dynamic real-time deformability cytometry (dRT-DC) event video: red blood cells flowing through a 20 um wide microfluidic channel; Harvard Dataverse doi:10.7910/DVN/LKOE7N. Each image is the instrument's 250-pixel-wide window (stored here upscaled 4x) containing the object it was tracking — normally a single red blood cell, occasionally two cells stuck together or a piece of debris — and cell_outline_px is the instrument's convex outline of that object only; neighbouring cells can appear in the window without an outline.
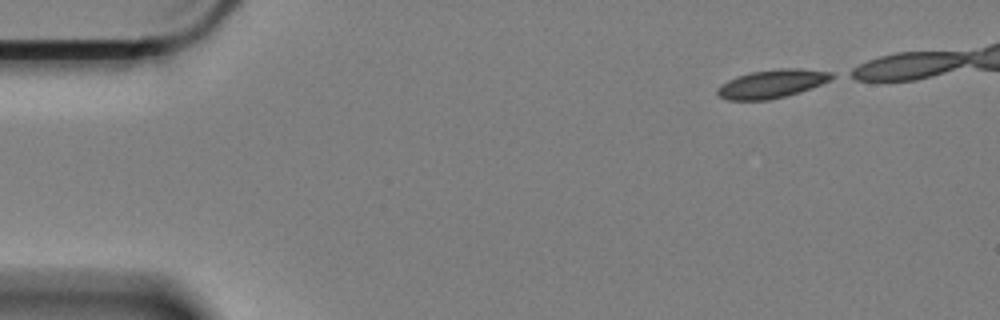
{"species": "Egyptian fruit bat (a non-hibernating species)", "species_latin": "Rousettus aegyptiacus", "temperature_condition": "cold", "stored_images_in_passage": 16, "camera_frame_rate_fps": 3000, "um_per_image_px": 0.085, "animal": {"sex": "female"}, "frame": {"image": 1, "passage_image": 1, "time_ms": 0.0, "image_size_px": [1000, 320], "cell_outline_px": [[836, 76], [820, 84], [800, 92], [768, 100], [728, 100], [720, 96], [716, 92], [716, 88], [720, 84], [736, 76], [748, 72], [780, 68], [800, 68], [832, 72]], "centroid_in_image_um": [65.58, 7.11], "position_along_channel_um": 19.4, "area_um2": 18.96}}
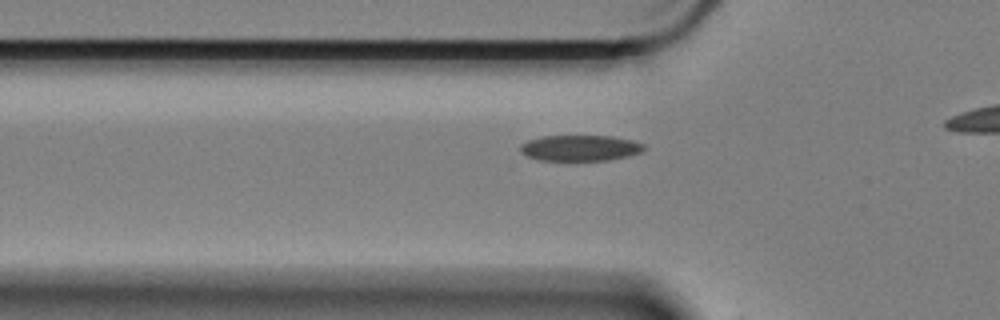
{"frame": {"image": 2, "passage_image": 14, "time_ms": 4.333, "image_size_px": [1000, 320], "cell_outline_px": [[644, 148], [640, 152], [628, 156], [608, 160], [540, 160], [528, 156], [520, 152], [520, 144], [528, 140], [540, 136], [612, 136], [632, 140], [644, 144]], "centroid_in_image_um": [49.29, 12.57], "position_along_channel_um": 76.5, "area_um2": 18.55}}